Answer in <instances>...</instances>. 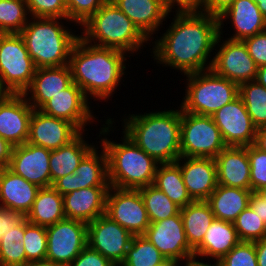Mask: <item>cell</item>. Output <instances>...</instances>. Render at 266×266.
Masks as SVG:
<instances>
[{"label":"cell","mask_w":266,"mask_h":266,"mask_svg":"<svg viewBox=\"0 0 266 266\" xmlns=\"http://www.w3.org/2000/svg\"><path fill=\"white\" fill-rule=\"evenodd\" d=\"M175 18L155 42L157 62L183 71L184 75L210 70L213 60L207 65L208 56L222 38L218 17L204 12H176Z\"/></svg>","instance_id":"obj_1"},{"label":"cell","mask_w":266,"mask_h":266,"mask_svg":"<svg viewBox=\"0 0 266 266\" xmlns=\"http://www.w3.org/2000/svg\"><path fill=\"white\" fill-rule=\"evenodd\" d=\"M125 59V52L95 46L79 36L69 59L72 81L82 89L86 97L91 95L90 97L94 96L98 100L109 99L125 73Z\"/></svg>","instance_id":"obj_2"},{"label":"cell","mask_w":266,"mask_h":266,"mask_svg":"<svg viewBox=\"0 0 266 266\" xmlns=\"http://www.w3.org/2000/svg\"><path fill=\"white\" fill-rule=\"evenodd\" d=\"M128 119H124L123 133L159 164L174 163L181 157V108L132 114Z\"/></svg>","instance_id":"obj_3"},{"label":"cell","mask_w":266,"mask_h":266,"mask_svg":"<svg viewBox=\"0 0 266 266\" xmlns=\"http://www.w3.org/2000/svg\"><path fill=\"white\" fill-rule=\"evenodd\" d=\"M121 144L101 139L107 155L109 185L139 189L153 184L159 163L139 148L125 133Z\"/></svg>","instance_id":"obj_4"},{"label":"cell","mask_w":266,"mask_h":266,"mask_svg":"<svg viewBox=\"0 0 266 266\" xmlns=\"http://www.w3.org/2000/svg\"><path fill=\"white\" fill-rule=\"evenodd\" d=\"M32 19L19 34L36 68L68 65L71 49L79 36L65 29L59 18Z\"/></svg>","instance_id":"obj_5"},{"label":"cell","mask_w":266,"mask_h":266,"mask_svg":"<svg viewBox=\"0 0 266 266\" xmlns=\"http://www.w3.org/2000/svg\"><path fill=\"white\" fill-rule=\"evenodd\" d=\"M81 26L85 27L81 32L84 35L80 36L84 41L91 43L97 40L99 44L96 41L95 46L125 53L136 52L145 41H149L111 0H107Z\"/></svg>","instance_id":"obj_6"},{"label":"cell","mask_w":266,"mask_h":266,"mask_svg":"<svg viewBox=\"0 0 266 266\" xmlns=\"http://www.w3.org/2000/svg\"><path fill=\"white\" fill-rule=\"evenodd\" d=\"M188 86L181 109L198 115L211 116L239 96V85L216 75L211 69L185 74Z\"/></svg>","instance_id":"obj_7"},{"label":"cell","mask_w":266,"mask_h":266,"mask_svg":"<svg viewBox=\"0 0 266 266\" xmlns=\"http://www.w3.org/2000/svg\"><path fill=\"white\" fill-rule=\"evenodd\" d=\"M36 69L22 36L4 34L0 40V86L12 94H24Z\"/></svg>","instance_id":"obj_8"},{"label":"cell","mask_w":266,"mask_h":266,"mask_svg":"<svg viewBox=\"0 0 266 266\" xmlns=\"http://www.w3.org/2000/svg\"><path fill=\"white\" fill-rule=\"evenodd\" d=\"M226 147L211 116L181 109V157L215 158Z\"/></svg>","instance_id":"obj_9"},{"label":"cell","mask_w":266,"mask_h":266,"mask_svg":"<svg viewBox=\"0 0 266 266\" xmlns=\"http://www.w3.org/2000/svg\"><path fill=\"white\" fill-rule=\"evenodd\" d=\"M105 215L119 223L133 236L144 235L150 225L147 210L138 189H120L110 186L106 196Z\"/></svg>","instance_id":"obj_10"},{"label":"cell","mask_w":266,"mask_h":266,"mask_svg":"<svg viewBox=\"0 0 266 266\" xmlns=\"http://www.w3.org/2000/svg\"><path fill=\"white\" fill-rule=\"evenodd\" d=\"M46 260L68 266L87 246V223L67 219L46 227Z\"/></svg>","instance_id":"obj_11"},{"label":"cell","mask_w":266,"mask_h":266,"mask_svg":"<svg viewBox=\"0 0 266 266\" xmlns=\"http://www.w3.org/2000/svg\"><path fill=\"white\" fill-rule=\"evenodd\" d=\"M132 238L127 229L105 214L87 224V245L116 266L124 262Z\"/></svg>","instance_id":"obj_12"},{"label":"cell","mask_w":266,"mask_h":266,"mask_svg":"<svg viewBox=\"0 0 266 266\" xmlns=\"http://www.w3.org/2000/svg\"><path fill=\"white\" fill-rule=\"evenodd\" d=\"M227 146L246 147L254 144L257 128L240 96L211 115Z\"/></svg>","instance_id":"obj_13"},{"label":"cell","mask_w":266,"mask_h":266,"mask_svg":"<svg viewBox=\"0 0 266 266\" xmlns=\"http://www.w3.org/2000/svg\"><path fill=\"white\" fill-rule=\"evenodd\" d=\"M144 236L169 260L185 261L194 257V250L186 239L180 212L170 218L150 223Z\"/></svg>","instance_id":"obj_14"},{"label":"cell","mask_w":266,"mask_h":266,"mask_svg":"<svg viewBox=\"0 0 266 266\" xmlns=\"http://www.w3.org/2000/svg\"><path fill=\"white\" fill-rule=\"evenodd\" d=\"M212 60L211 70L216 75L238 85L256 78L258 67L241 40L223 41Z\"/></svg>","instance_id":"obj_15"},{"label":"cell","mask_w":266,"mask_h":266,"mask_svg":"<svg viewBox=\"0 0 266 266\" xmlns=\"http://www.w3.org/2000/svg\"><path fill=\"white\" fill-rule=\"evenodd\" d=\"M95 146L84 156L73 174L57 179L52 187L62 196L88 187H110L107 155L102 147L100 156ZM97 151V152H96Z\"/></svg>","instance_id":"obj_16"},{"label":"cell","mask_w":266,"mask_h":266,"mask_svg":"<svg viewBox=\"0 0 266 266\" xmlns=\"http://www.w3.org/2000/svg\"><path fill=\"white\" fill-rule=\"evenodd\" d=\"M50 153L49 149L27 142L13 146L8 168L40 188L51 187Z\"/></svg>","instance_id":"obj_17"},{"label":"cell","mask_w":266,"mask_h":266,"mask_svg":"<svg viewBox=\"0 0 266 266\" xmlns=\"http://www.w3.org/2000/svg\"><path fill=\"white\" fill-rule=\"evenodd\" d=\"M88 100L82 89L72 82L66 89L51 97L39 110L48 116L71 122L82 132L94 116L89 109Z\"/></svg>","instance_id":"obj_18"},{"label":"cell","mask_w":266,"mask_h":266,"mask_svg":"<svg viewBox=\"0 0 266 266\" xmlns=\"http://www.w3.org/2000/svg\"><path fill=\"white\" fill-rule=\"evenodd\" d=\"M79 133L71 122L33 109L27 143L54 150L68 144Z\"/></svg>","instance_id":"obj_19"},{"label":"cell","mask_w":266,"mask_h":266,"mask_svg":"<svg viewBox=\"0 0 266 266\" xmlns=\"http://www.w3.org/2000/svg\"><path fill=\"white\" fill-rule=\"evenodd\" d=\"M33 109L24 94L10 93L0 104V137L13 146L26 143Z\"/></svg>","instance_id":"obj_20"},{"label":"cell","mask_w":266,"mask_h":266,"mask_svg":"<svg viewBox=\"0 0 266 266\" xmlns=\"http://www.w3.org/2000/svg\"><path fill=\"white\" fill-rule=\"evenodd\" d=\"M40 189L8 167L0 169V208L11 215L26 216Z\"/></svg>","instance_id":"obj_21"},{"label":"cell","mask_w":266,"mask_h":266,"mask_svg":"<svg viewBox=\"0 0 266 266\" xmlns=\"http://www.w3.org/2000/svg\"><path fill=\"white\" fill-rule=\"evenodd\" d=\"M182 159L185 162H181ZM184 184L193 201H206L218 185L217 167L214 158L180 157Z\"/></svg>","instance_id":"obj_22"},{"label":"cell","mask_w":266,"mask_h":266,"mask_svg":"<svg viewBox=\"0 0 266 266\" xmlns=\"http://www.w3.org/2000/svg\"><path fill=\"white\" fill-rule=\"evenodd\" d=\"M214 159L218 185L250 190L247 146H227Z\"/></svg>","instance_id":"obj_23"},{"label":"cell","mask_w":266,"mask_h":266,"mask_svg":"<svg viewBox=\"0 0 266 266\" xmlns=\"http://www.w3.org/2000/svg\"><path fill=\"white\" fill-rule=\"evenodd\" d=\"M108 189L109 187H88L65 194V217L88 224L104 215Z\"/></svg>","instance_id":"obj_24"},{"label":"cell","mask_w":266,"mask_h":266,"mask_svg":"<svg viewBox=\"0 0 266 266\" xmlns=\"http://www.w3.org/2000/svg\"><path fill=\"white\" fill-rule=\"evenodd\" d=\"M72 72L69 64L57 67L37 68L33 80L24 95L29 104L39 110L51 97L66 89L72 83ZM33 103H32V102Z\"/></svg>","instance_id":"obj_25"},{"label":"cell","mask_w":266,"mask_h":266,"mask_svg":"<svg viewBox=\"0 0 266 266\" xmlns=\"http://www.w3.org/2000/svg\"><path fill=\"white\" fill-rule=\"evenodd\" d=\"M217 17L219 31L223 28L221 27L223 21L226 18H231L234 29L236 30L235 35L228 39L243 41L248 37L266 30V20L260 12L258 5L253 0H235Z\"/></svg>","instance_id":"obj_26"},{"label":"cell","mask_w":266,"mask_h":266,"mask_svg":"<svg viewBox=\"0 0 266 266\" xmlns=\"http://www.w3.org/2000/svg\"><path fill=\"white\" fill-rule=\"evenodd\" d=\"M133 22L139 31L150 36L165 21L168 12L163 0H111Z\"/></svg>","instance_id":"obj_27"},{"label":"cell","mask_w":266,"mask_h":266,"mask_svg":"<svg viewBox=\"0 0 266 266\" xmlns=\"http://www.w3.org/2000/svg\"><path fill=\"white\" fill-rule=\"evenodd\" d=\"M239 242L233 223L214 219L202 243L194 250V257H211L219 261Z\"/></svg>","instance_id":"obj_28"},{"label":"cell","mask_w":266,"mask_h":266,"mask_svg":"<svg viewBox=\"0 0 266 266\" xmlns=\"http://www.w3.org/2000/svg\"><path fill=\"white\" fill-rule=\"evenodd\" d=\"M251 190L217 185L206 202L215 219L233 223L238 215L249 206Z\"/></svg>","instance_id":"obj_29"},{"label":"cell","mask_w":266,"mask_h":266,"mask_svg":"<svg viewBox=\"0 0 266 266\" xmlns=\"http://www.w3.org/2000/svg\"><path fill=\"white\" fill-rule=\"evenodd\" d=\"M93 147L83 140L80 132L68 144L51 150L49 166L52 184L61 177L73 174L81 160Z\"/></svg>","instance_id":"obj_30"},{"label":"cell","mask_w":266,"mask_h":266,"mask_svg":"<svg viewBox=\"0 0 266 266\" xmlns=\"http://www.w3.org/2000/svg\"><path fill=\"white\" fill-rule=\"evenodd\" d=\"M27 221L34 225L50 226L64 220L65 212L63 196L52 186L41 188L33 202L31 210L25 216Z\"/></svg>","instance_id":"obj_31"},{"label":"cell","mask_w":266,"mask_h":266,"mask_svg":"<svg viewBox=\"0 0 266 266\" xmlns=\"http://www.w3.org/2000/svg\"><path fill=\"white\" fill-rule=\"evenodd\" d=\"M24 231L25 216H13L0 238V263L3 266H24L26 264Z\"/></svg>","instance_id":"obj_32"},{"label":"cell","mask_w":266,"mask_h":266,"mask_svg":"<svg viewBox=\"0 0 266 266\" xmlns=\"http://www.w3.org/2000/svg\"><path fill=\"white\" fill-rule=\"evenodd\" d=\"M180 214L188 244L195 250L202 243L215 216L206 201H193L180 208Z\"/></svg>","instance_id":"obj_33"},{"label":"cell","mask_w":266,"mask_h":266,"mask_svg":"<svg viewBox=\"0 0 266 266\" xmlns=\"http://www.w3.org/2000/svg\"><path fill=\"white\" fill-rule=\"evenodd\" d=\"M153 185L180 208L193 202L184 184L180 166L176 162L159 164Z\"/></svg>","instance_id":"obj_34"},{"label":"cell","mask_w":266,"mask_h":266,"mask_svg":"<svg viewBox=\"0 0 266 266\" xmlns=\"http://www.w3.org/2000/svg\"><path fill=\"white\" fill-rule=\"evenodd\" d=\"M239 96L242 98L254 126L266 127V87L252 80L239 85Z\"/></svg>","instance_id":"obj_35"},{"label":"cell","mask_w":266,"mask_h":266,"mask_svg":"<svg viewBox=\"0 0 266 266\" xmlns=\"http://www.w3.org/2000/svg\"><path fill=\"white\" fill-rule=\"evenodd\" d=\"M138 190L144 201L150 223L173 217L180 212V207L153 184Z\"/></svg>","instance_id":"obj_36"},{"label":"cell","mask_w":266,"mask_h":266,"mask_svg":"<svg viewBox=\"0 0 266 266\" xmlns=\"http://www.w3.org/2000/svg\"><path fill=\"white\" fill-rule=\"evenodd\" d=\"M166 258L144 236H133L124 262L120 266H159Z\"/></svg>","instance_id":"obj_37"},{"label":"cell","mask_w":266,"mask_h":266,"mask_svg":"<svg viewBox=\"0 0 266 266\" xmlns=\"http://www.w3.org/2000/svg\"><path fill=\"white\" fill-rule=\"evenodd\" d=\"M26 0H0V31L20 33L28 23Z\"/></svg>","instance_id":"obj_38"},{"label":"cell","mask_w":266,"mask_h":266,"mask_svg":"<svg viewBox=\"0 0 266 266\" xmlns=\"http://www.w3.org/2000/svg\"><path fill=\"white\" fill-rule=\"evenodd\" d=\"M240 241L254 242L266 238V224L250 206L233 222Z\"/></svg>","instance_id":"obj_39"},{"label":"cell","mask_w":266,"mask_h":266,"mask_svg":"<svg viewBox=\"0 0 266 266\" xmlns=\"http://www.w3.org/2000/svg\"><path fill=\"white\" fill-rule=\"evenodd\" d=\"M24 248L26 263L29 261L45 260L47 253L46 227L34 225L25 218Z\"/></svg>","instance_id":"obj_40"},{"label":"cell","mask_w":266,"mask_h":266,"mask_svg":"<svg viewBox=\"0 0 266 266\" xmlns=\"http://www.w3.org/2000/svg\"><path fill=\"white\" fill-rule=\"evenodd\" d=\"M250 163V190L256 192L266 186V152L254 144L247 146Z\"/></svg>","instance_id":"obj_41"},{"label":"cell","mask_w":266,"mask_h":266,"mask_svg":"<svg viewBox=\"0 0 266 266\" xmlns=\"http://www.w3.org/2000/svg\"><path fill=\"white\" fill-rule=\"evenodd\" d=\"M219 262L222 266H258L255 243L240 241Z\"/></svg>","instance_id":"obj_42"},{"label":"cell","mask_w":266,"mask_h":266,"mask_svg":"<svg viewBox=\"0 0 266 266\" xmlns=\"http://www.w3.org/2000/svg\"><path fill=\"white\" fill-rule=\"evenodd\" d=\"M32 18H59L68 21L66 4L63 0H26Z\"/></svg>","instance_id":"obj_43"},{"label":"cell","mask_w":266,"mask_h":266,"mask_svg":"<svg viewBox=\"0 0 266 266\" xmlns=\"http://www.w3.org/2000/svg\"><path fill=\"white\" fill-rule=\"evenodd\" d=\"M107 0H67L68 20L85 23Z\"/></svg>","instance_id":"obj_44"},{"label":"cell","mask_w":266,"mask_h":266,"mask_svg":"<svg viewBox=\"0 0 266 266\" xmlns=\"http://www.w3.org/2000/svg\"><path fill=\"white\" fill-rule=\"evenodd\" d=\"M257 67L266 65V30L243 40Z\"/></svg>","instance_id":"obj_45"},{"label":"cell","mask_w":266,"mask_h":266,"mask_svg":"<svg viewBox=\"0 0 266 266\" xmlns=\"http://www.w3.org/2000/svg\"><path fill=\"white\" fill-rule=\"evenodd\" d=\"M68 266H116L88 245Z\"/></svg>","instance_id":"obj_46"},{"label":"cell","mask_w":266,"mask_h":266,"mask_svg":"<svg viewBox=\"0 0 266 266\" xmlns=\"http://www.w3.org/2000/svg\"><path fill=\"white\" fill-rule=\"evenodd\" d=\"M175 3L178 6L176 10L178 13L203 12L204 0H164V5L168 13L171 12Z\"/></svg>","instance_id":"obj_47"},{"label":"cell","mask_w":266,"mask_h":266,"mask_svg":"<svg viewBox=\"0 0 266 266\" xmlns=\"http://www.w3.org/2000/svg\"><path fill=\"white\" fill-rule=\"evenodd\" d=\"M235 0H204L203 12L219 16Z\"/></svg>","instance_id":"obj_48"},{"label":"cell","mask_w":266,"mask_h":266,"mask_svg":"<svg viewBox=\"0 0 266 266\" xmlns=\"http://www.w3.org/2000/svg\"><path fill=\"white\" fill-rule=\"evenodd\" d=\"M13 145L0 137V169L9 167Z\"/></svg>","instance_id":"obj_49"},{"label":"cell","mask_w":266,"mask_h":266,"mask_svg":"<svg viewBox=\"0 0 266 266\" xmlns=\"http://www.w3.org/2000/svg\"><path fill=\"white\" fill-rule=\"evenodd\" d=\"M249 206L266 224V203L255 192L251 194Z\"/></svg>","instance_id":"obj_50"},{"label":"cell","mask_w":266,"mask_h":266,"mask_svg":"<svg viewBox=\"0 0 266 266\" xmlns=\"http://www.w3.org/2000/svg\"><path fill=\"white\" fill-rule=\"evenodd\" d=\"M258 266H266V238L254 241Z\"/></svg>","instance_id":"obj_51"},{"label":"cell","mask_w":266,"mask_h":266,"mask_svg":"<svg viewBox=\"0 0 266 266\" xmlns=\"http://www.w3.org/2000/svg\"><path fill=\"white\" fill-rule=\"evenodd\" d=\"M254 145L260 150L266 152V127L257 129Z\"/></svg>","instance_id":"obj_52"},{"label":"cell","mask_w":266,"mask_h":266,"mask_svg":"<svg viewBox=\"0 0 266 266\" xmlns=\"http://www.w3.org/2000/svg\"><path fill=\"white\" fill-rule=\"evenodd\" d=\"M13 217L10 213L0 208V238L1 234L4 232L9 220Z\"/></svg>","instance_id":"obj_53"},{"label":"cell","mask_w":266,"mask_h":266,"mask_svg":"<svg viewBox=\"0 0 266 266\" xmlns=\"http://www.w3.org/2000/svg\"><path fill=\"white\" fill-rule=\"evenodd\" d=\"M255 81L266 87V65L258 67Z\"/></svg>","instance_id":"obj_54"},{"label":"cell","mask_w":266,"mask_h":266,"mask_svg":"<svg viewBox=\"0 0 266 266\" xmlns=\"http://www.w3.org/2000/svg\"><path fill=\"white\" fill-rule=\"evenodd\" d=\"M24 266H63V265L45 259V260L29 261Z\"/></svg>","instance_id":"obj_55"},{"label":"cell","mask_w":266,"mask_h":266,"mask_svg":"<svg viewBox=\"0 0 266 266\" xmlns=\"http://www.w3.org/2000/svg\"><path fill=\"white\" fill-rule=\"evenodd\" d=\"M187 266H222L219 261H217L214 265L205 264L204 262L196 261V257H193L188 263Z\"/></svg>","instance_id":"obj_56"},{"label":"cell","mask_w":266,"mask_h":266,"mask_svg":"<svg viewBox=\"0 0 266 266\" xmlns=\"http://www.w3.org/2000/svg\"><path fill=\"white\" fill-rule=\"evenodd\" d=\"M260 9V12L262 13L263 17L266 20V0H253Z\"/></svg>","instance_id":"obj_57"},{"label":"cell","mask_w":266,"mask_h":266,"mask_svg":"<svg viewBox=\"0 0 266 266\" xmlns=\"http://www.w3.org/2000/svg\"><path fill=\"white\" fill-rule=\"evenodd\" d=\"M255 193L266 203V186L261 187Z\"/></svg>","instance_id":"obj_58"},{"label":"cell","mask_w":266,"mask_h":266,"mask_svg":"<svg viewBox=\"0 0 266 266\" xmlns=\"http://www.w3.org/2000/svg\"><path fill=\"white\" fill-rule=\"evenodd\" d=\"M178 261H181V260H169V259H166L161 265L159 266H178Z\"/></svg>","instance_id":"obj_59"},{"label":"cell","mask_w":266,"mask_h":266,"mask_svg":"<svg viewBox=\"0 0 266 266\" xmlns=\"http://www.w3.org/2000/svg\"><path fill=\"white\" fill-rule=\"evenodd\" d=\"M10 93L3 87L0 86V104L4 101V99L9 95Z\"/></svg>","instance_id":"obj_60"},{"label":"cell","mask_w":266,"mask_h":266,"mask_svg":"<svg viewBox=\"0 0 266 266\" xmlns=\"http://www.w3.org/2000/svg\"><path fill=\"white\" fill-rule=\"evenodd\" d=\"M4 34H5V33H3V32L0 31V40H1V38H2V36H3Z\"/></svg>","instance_id":"obj_61"}]
</instances>
